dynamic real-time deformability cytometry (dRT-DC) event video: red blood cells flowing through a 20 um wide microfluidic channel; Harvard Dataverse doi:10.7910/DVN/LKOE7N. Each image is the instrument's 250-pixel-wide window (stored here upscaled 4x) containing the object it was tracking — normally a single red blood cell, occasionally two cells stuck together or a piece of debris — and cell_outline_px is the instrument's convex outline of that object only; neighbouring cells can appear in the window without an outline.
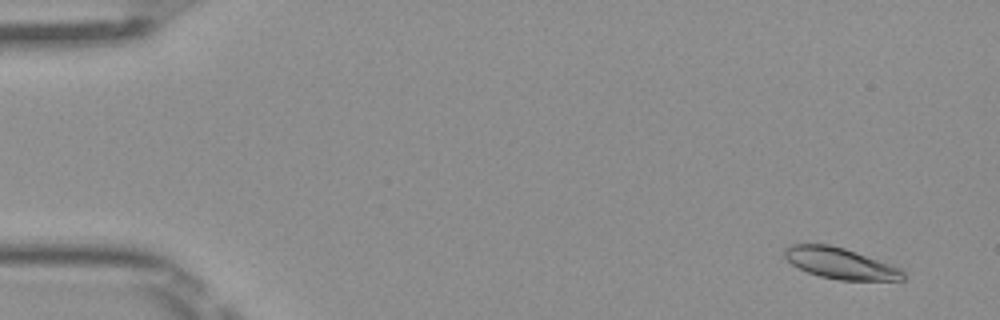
{"species": "Egyptian fruit bat (a non-hibernating species)", "species_latin": "Rousettus aegyptiacus", "temperature_condition": "room temperature", "stored_images_in_passage": 52, "camera_frame_rate_fps": 3000, "um_per_image_px": 0.085, "frame": {"image": 1, "passage_image": 4, "time_ms": 1.0, "image_size_px": [1000, 320], "cell_outline_px": [[904, 280], [840, 280], [820, 276], [808, 272], [792, 264], [784, 256], [784, 248], [792, 244], [828, 244], [844, 248], [904, 268]], "centroid_in_image_um": [71.47, 22.38], "position_along_channel_um": 13.5, "area_um2": 21.44}}
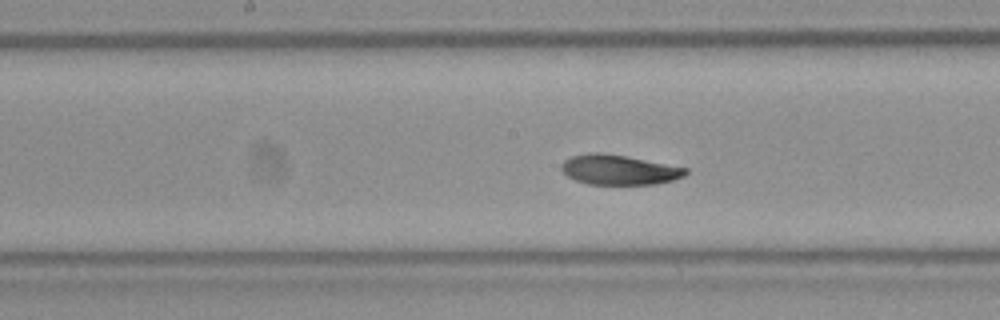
{"frame": {"image": 2, "passage_image": 27, "time_ms": 8.667, "image_size_px": [1000, 320], "cell_outline_px": [[688, 172], [684, 176], [672, 180], [656, 184], [588, 184], [576, 180], [568, 176], [560, 168], [560, 164], [564, 160], [572, 156], [588, 152], [600, 152], [628, 156], [688, 168]], "centroid_in_image_um": [52.6, 14.42], "position_along_channel_um": 195.6, "area_um2": 21.73}}
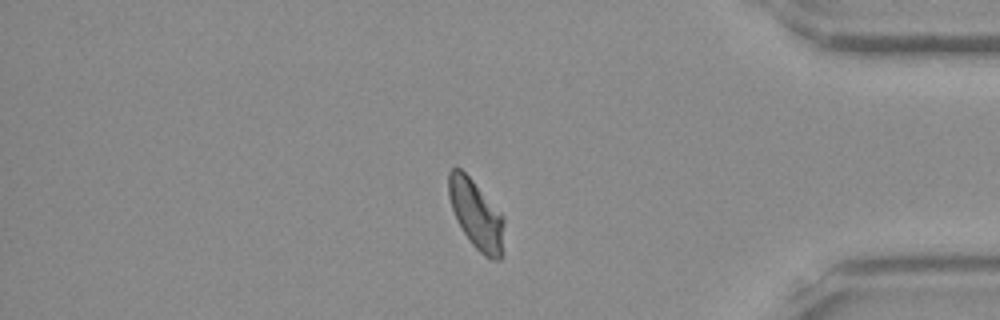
{"frame": {"image": 3, "passage_image": 44, "time_ms": 14.333, "image_size_px": [1000, 320], "cell_outline_px": [[504, 224], [500, 260], [488, 260], [472, 244], [456, 220], [448, 196], [448, 172], [452, 168], [460, 168], [472, 180], [504, 216]], "centroid_in_image_um": [40.46, 18.24], "position_along_channel_um": 394.7, "area_um2": 22.02}, "authors_computed_cell_mechanics": {"area_um2": 21.964, "velocity_mm_per_s": 4.0149, "shape_relaxation_time_tau1_ms": 3.2073, "shape_relaxation_time_tau2_ms": 2.0899, "deformation_change_tau1": 0.1128, "deformation_change_tau2": 0.0529}}